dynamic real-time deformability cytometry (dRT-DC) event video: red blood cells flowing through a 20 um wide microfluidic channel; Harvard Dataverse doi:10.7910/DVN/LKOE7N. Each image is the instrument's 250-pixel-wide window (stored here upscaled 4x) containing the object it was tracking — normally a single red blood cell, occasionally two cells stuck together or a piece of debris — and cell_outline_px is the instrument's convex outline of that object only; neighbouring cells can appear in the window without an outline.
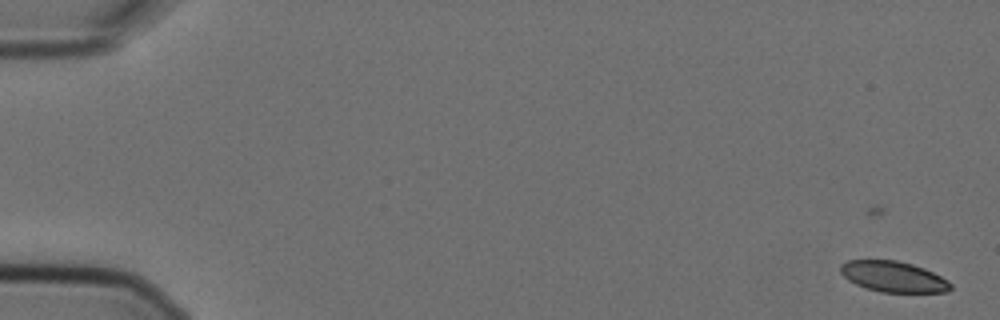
{"species": "Egyptian fruit bat (a non-hibernating species)", "species_latin": "Rousettus aegyptiacus", "temperature_condition": "cold", "stored_images_in_passage": 3, "camera_frame_rate_fps": 3000, "um_per_image_px": 0.085, "animal": {"sex": "female"}, "frame": {"image": 1, "passage_image": 1, "time_ms": 0.0, "image_size_px": [1000, 320], "cell_outline_px": [[952, 288], [948, 292], [880, 292], [856, 284], [848, 280], [840, 272], [840, 264], [848, 260], [896, 260], [912, 264], [924, 268], [948, 280], [952, 284]], "centroid_in_image_um": [75.94, 23.51], "position_along_channel_um": 9.1, "area_um2": 19.71}}